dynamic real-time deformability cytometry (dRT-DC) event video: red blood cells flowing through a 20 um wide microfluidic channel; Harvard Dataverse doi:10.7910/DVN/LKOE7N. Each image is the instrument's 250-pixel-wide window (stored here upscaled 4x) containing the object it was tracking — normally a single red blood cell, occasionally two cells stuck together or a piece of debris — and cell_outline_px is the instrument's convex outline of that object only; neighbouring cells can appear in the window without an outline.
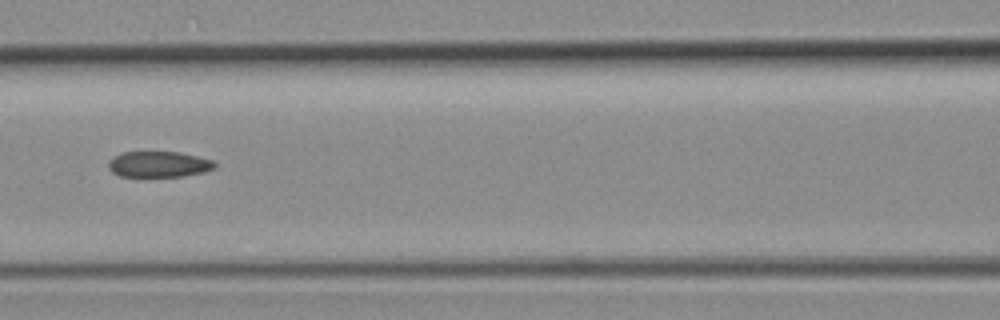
{"species": "common noctule bat (a hibernating species)", "species_latin": "Nyctalus noctula", "temperature_condition": "room temperature", "stored_images_in_passage": 13, "camera_frame_rate_fps": 3000, "um_per_image_px": 0.085, "animal": {"sex": "female", "body_mass_g": 19.3, "forearm_length_mm": 54.1}, "frame": {"image": 1, "passage_image": 8, "time_ms": 2.333, "image_size_px": [1000, 320], "cell_outline_px": [[216, 168], [204, 172], [184, 176], [120, 176], [112, 172], [108, 168], [108, 160], [124, 152], [180, 152], [216, 160]], "centroid_in_image_um": [13.55, 13.96], "position_along_channel_um": 153.1, "area_um2": 16.13}}
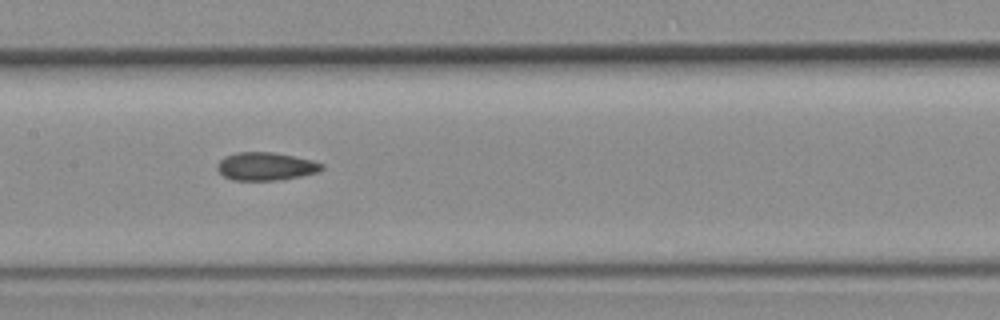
{"frame": {"image": 2, "passage_image": 10, "time_ms": 3.0, "image_size_px": [1000, 320], "cell_outline_px": [[324, 168], [320, 172], [280, 180], [232, 180], [224, 176], [216, 168], [216, 164], [224, 156], [236, 152], [272, 152], [312, 160], [324, 164]], "centroid_in_image_um": [22.59, 14.14], "position_along_channel_um": 184.8, "area_um2": 17.17}}